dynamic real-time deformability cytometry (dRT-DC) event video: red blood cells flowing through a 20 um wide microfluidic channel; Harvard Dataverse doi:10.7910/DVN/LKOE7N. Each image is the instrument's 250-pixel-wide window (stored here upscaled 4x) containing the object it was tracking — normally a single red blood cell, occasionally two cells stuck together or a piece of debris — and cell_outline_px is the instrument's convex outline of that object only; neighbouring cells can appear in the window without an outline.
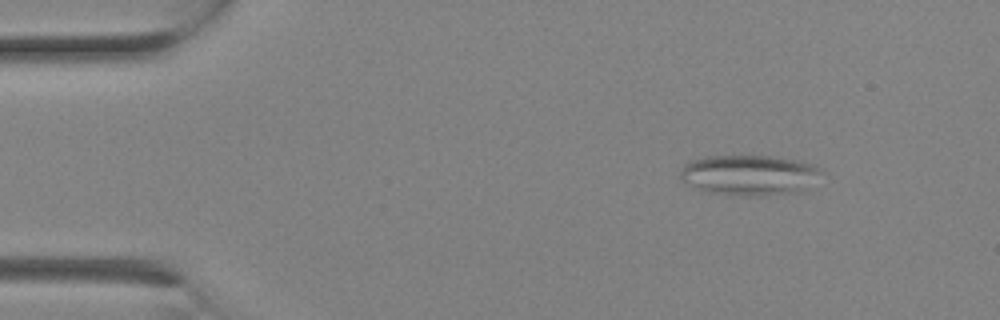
{"species": "Egyptian fruit bat (a non-hibernating species)", "species_latin": "Rousettus aegyptiacus", "temperature_condition": "room temperature", "stored_images_in_passage": 3, "camera_frame_rate_fps": 3000, "um_per_image_px": 0.085, "animal": {"sex": "female"}, "frame": {"image": 1, "passage_image": 1, "time_ms": 0.0, "image_size_px": [1000, 320], "cell_outline_px": [[824, 172], [804, 192], [764, 196], [740, 196], [704, 192], [680, 180], [680, 172], [684, 164], [688, 160], [704, 156], [772, 156], [800, 160], [816, 164]], "centroid_in_image_um": [63.72, 14.89], "position_along_channel_um": 21.3, "area_um2": 34.22}}